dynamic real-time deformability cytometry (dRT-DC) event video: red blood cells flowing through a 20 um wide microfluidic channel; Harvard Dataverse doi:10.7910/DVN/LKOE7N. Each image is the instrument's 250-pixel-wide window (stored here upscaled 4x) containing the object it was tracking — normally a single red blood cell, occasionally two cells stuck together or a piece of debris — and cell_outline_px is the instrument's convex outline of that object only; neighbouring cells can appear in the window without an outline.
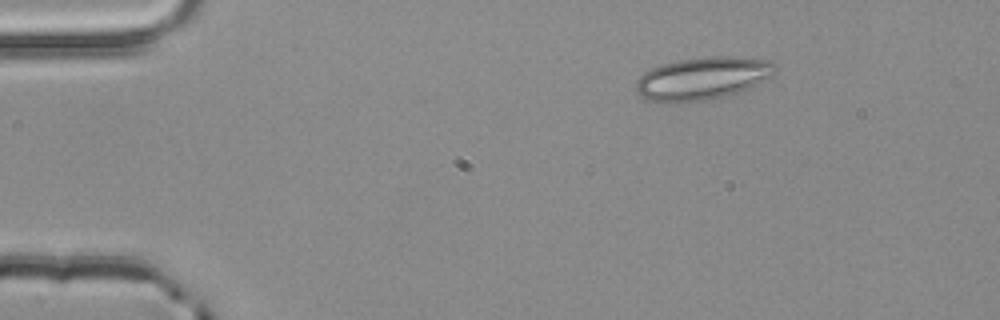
{"species": "common noctule bat (a hibernating species)", "species_latin": "Nyctalus noctula", "temperature_condition": "room temperature", "stored_images_in_passage": 2, "camera_frame_rate_fps": 3000, "um_per_image_px": 0.085, "animal": {"sex": "male", "body_mass_g": 20.4}, "frame": {"image": 1, "passage_image": 2, "time_ms": 0.333, "image_size_px": [1000, 320], "cell_outline_px": [[780, 68], [772, 76], [748, 88], [728, 96], [704, 100], [668, 104], [664, 104], [648, 100], [640, 96], [636, 92], [636, 80], [644, 72], [660, 64], [680, 60], [708, 56], [732, 56], [772, 60]], "centroid_in_image_um": [59.72, 6.67], "position_along_channel_um": 25.3, "area_um2": 35.26}}